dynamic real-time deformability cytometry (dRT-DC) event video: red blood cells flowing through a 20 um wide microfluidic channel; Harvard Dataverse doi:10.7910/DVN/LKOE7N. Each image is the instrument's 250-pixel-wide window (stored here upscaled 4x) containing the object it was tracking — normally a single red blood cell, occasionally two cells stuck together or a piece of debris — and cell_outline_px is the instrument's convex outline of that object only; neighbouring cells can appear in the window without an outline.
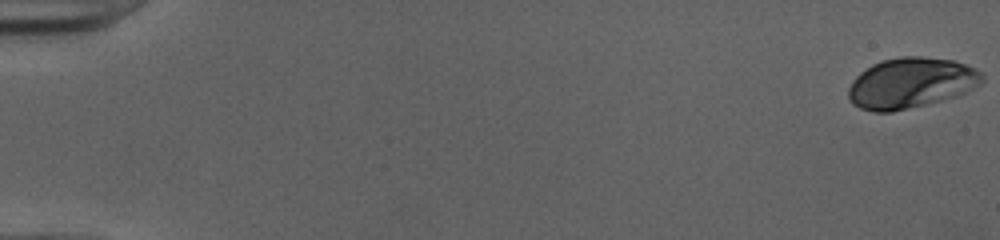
{"species": "human", "species_latin": "Homo sapiens", "temperature_condition": "cold", "stored_images_in_passage": 52, "camera_frame_rate_fps": 3000, "um_per_image_px": 0.085, "donor": {"sex": "female"}, "frame": {"image": 1, "passage_image": 1, "time_ms": 0.0, "image_size_px": [1000, 240], "cell_outline_px": [[984, 80], [980, 84], [956, 96], [892, 112], [872, 112], [860, 108], [852, 104], [848, 96], [848, 88], [852, 80], [860, 72], [872, 64], [880, 60], [900, 56], [920, 56], [952, 60], [964, 64], [980, 72], [984, 76]], "centroid_in_image_um": [77.37, 7.05], "position_along_channel_um": 7.6, "area_um2": 39.25}}
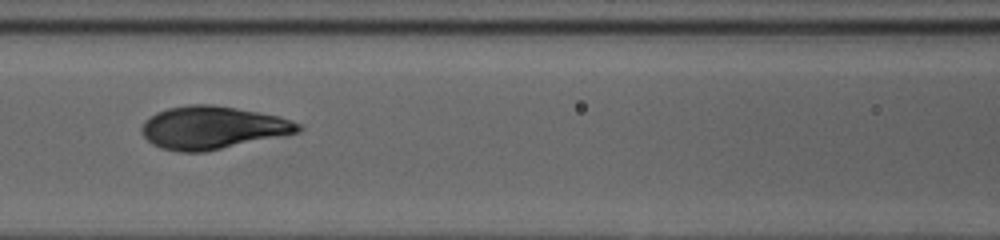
{"frame": {"image": 2, "passage_image": 25, "time_ms": 8.0, "image_size_px": [1000, 240], "cell_outline_px": [[304, 128], [300, 132], [284, 136], [204, 152], [180, 152], [160, 148], [152, 144], [140, 132], [140, 128], [144, 120], [156, 112], [168, 108], [188, 104], [212, 104], [236, 108], [280, 116], [300, 124]], "centroid_in_image_um": [18.06, 10.85], "position_along_channel_um": 148.5, "area_um2": 39.42}}
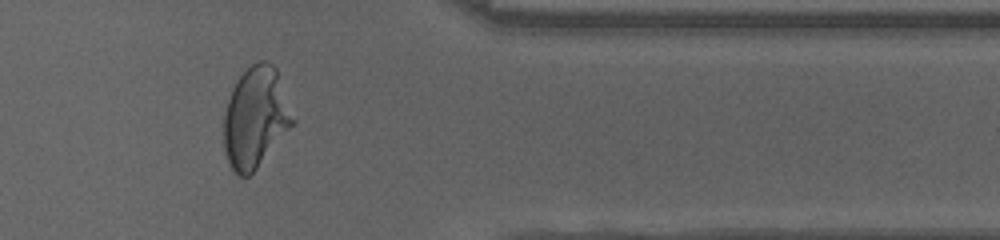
{"frame": {"image": 3, "passage_image": 44, "time_ms": 14.333, "image_size_px": [1000, 240], "cell_outline_px": [[296, 124], [256, 168], [248, 176], [240, 176], [232, 168], [228, 160], [224, 148], [224, 112], [232, 88], [236, 80], [252, 64], [260, 60], [264, 60], [272, 64], [276, 68], [296, 120]], "centroid_in_image_um": [21.75, 9.98], "position_along_channel_um": 389.7, "area_um2": 40.52}, "authors_computed_cell_mechanics": {"area_um2": 38.3214, "velocity_mm_per_s": 4.0126, "shape_relaxation_time_tau1_ms": 4.3329, "shape_relaxation_time_tau2_ms": null, "deformation_change_tau1": 0.2057, "deformation_change_tau2": null}}